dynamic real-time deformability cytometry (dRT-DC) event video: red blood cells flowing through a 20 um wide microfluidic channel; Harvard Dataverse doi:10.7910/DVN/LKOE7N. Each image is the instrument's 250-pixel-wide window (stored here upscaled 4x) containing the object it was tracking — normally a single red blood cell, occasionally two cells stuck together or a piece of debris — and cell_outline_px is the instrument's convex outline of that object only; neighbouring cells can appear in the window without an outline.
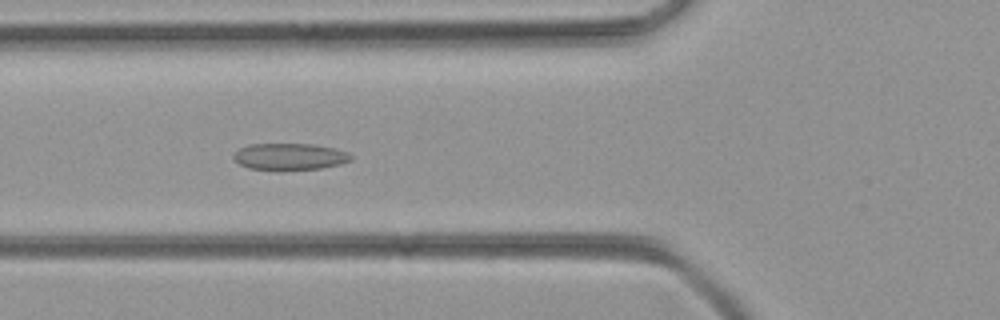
{"species": "common noctule bat (a hibernating species)", "species_latin": "Nyctalus noctula", "temperature_condition": "room temperature", "stored_images_in_passage": 43, "camera_frame_rate_fps": 3000, "um_per_image_px": 0.085, "animal": {"sex": "female", "body_mass_g": 21.9}, "frame": {"image": 1, "passage_image": 11, "time_ms": 3.333, "image_size_px": [1000, 320], "cell_outline_px": [[352, 160], [340, 164], [320, 168], [280, 172], [276, 172], [248, 168], [232, 160], [232, 156], [240, 148], [248, 144], [312, 144], [336, 148], [348, 152], [352, 156]], "centroid_in_image_um": [24.6, 13.34], "position_along_channel_um": 101.2, "area_um2": 18.9}}
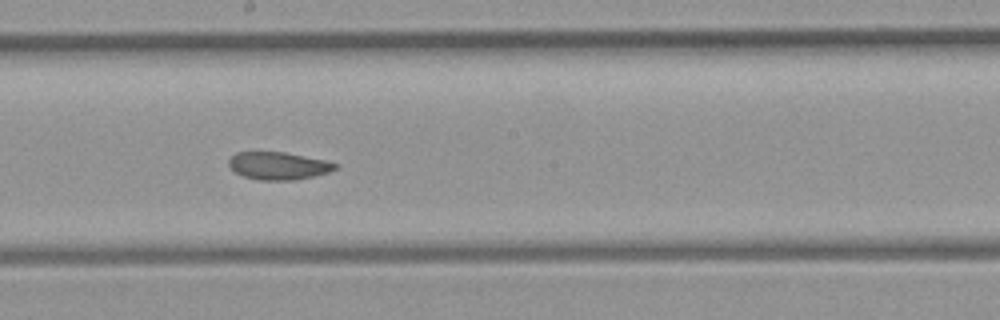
{"frame": {"image": 2, "passage_image": 20, "time_ms": 6.333, "image_size_px": [1000, 320], "cell_outline_px": [[336, 168], [328, 172], [296, 180], [260, 180], [244, 176], [236, 172], [228, 164], [228, 160], [236, 152], [284, 152], [324, 160], [336, 164]], "centroid_in_image_um": [23.63, 14.09], "position_along_channel_um": 224.6, "area_um2": 16.82}}
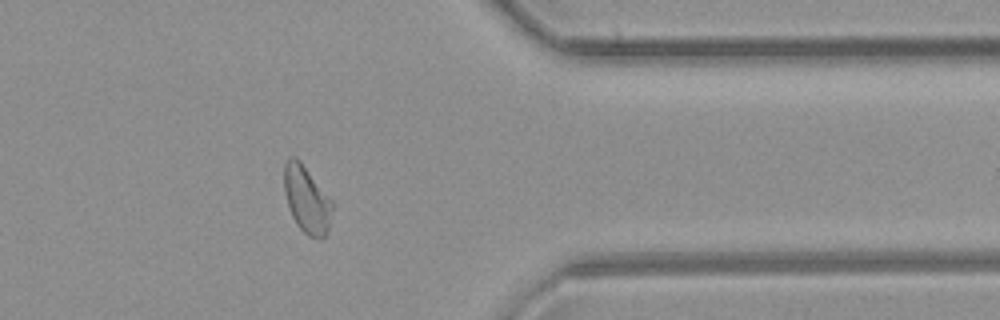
{"frame": {"image": 3, "passage_image": 33, "time_ms": 10.667, "image_size_px": [1000, 320], "cell_outline_px": [[332, 208], [328, 228], [324, 236], [320, 240], [308, 236], [296, 224], [288, 208], [284, 192], [284, 164], [288, 156], [296, 156], [300, 160], [332, 200]], "centroid_in_image_um": [26.04, 16.93], "position_along_channel_um": 385.4, "area_um2": 18.9}}